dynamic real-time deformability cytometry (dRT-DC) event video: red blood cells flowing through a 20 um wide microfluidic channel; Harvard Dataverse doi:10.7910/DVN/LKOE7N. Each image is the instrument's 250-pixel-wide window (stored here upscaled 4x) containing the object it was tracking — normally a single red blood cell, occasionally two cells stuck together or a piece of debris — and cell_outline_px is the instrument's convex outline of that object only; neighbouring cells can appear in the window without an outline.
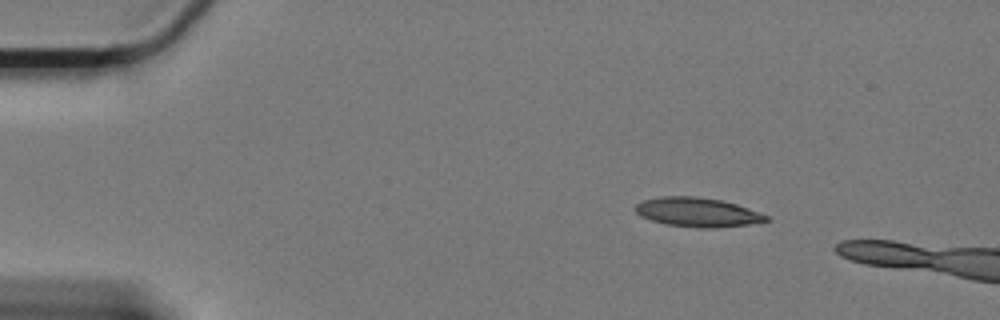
{"species": "Egyptian fruit bat (a non-hibernating species)", "species_latin": "Rousettus aegyptiacus", "temperature_condition": "cold", "stored_images_in_passage": 11, "camera_frame_rate_fps": 3000, "um_per_image_px": 0.085, "animal": {"sex": "female"}, "frame": {"image": 1, "passage_image": 1, "time_ms": 0.0, "image_size_px": [1000, 320], "cell_outline_px": [[772, 220], [748, 224], [712, 228], [700, 228], [668, 224], [652, 220], [640, 216], [636, 212], [636, 204], [644, 200], [660, 196], [696, 196], [720, 200], [736, 204], [768, 216]], "centroid_in_image_um": [59.28, 18.03], "position_along_channel_um": 25.7, "area_um2": 21.96}}